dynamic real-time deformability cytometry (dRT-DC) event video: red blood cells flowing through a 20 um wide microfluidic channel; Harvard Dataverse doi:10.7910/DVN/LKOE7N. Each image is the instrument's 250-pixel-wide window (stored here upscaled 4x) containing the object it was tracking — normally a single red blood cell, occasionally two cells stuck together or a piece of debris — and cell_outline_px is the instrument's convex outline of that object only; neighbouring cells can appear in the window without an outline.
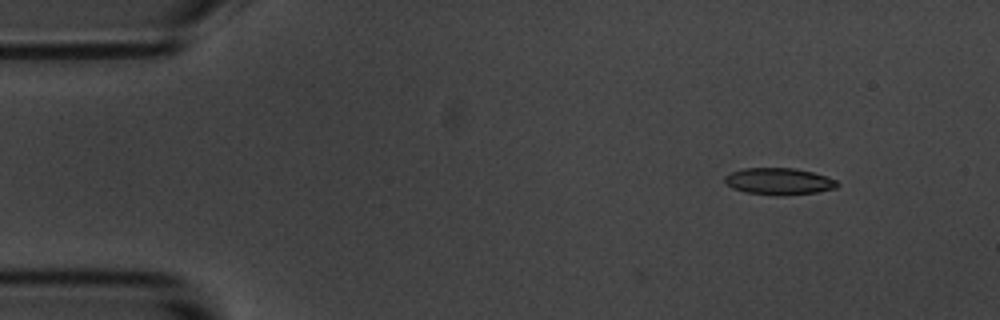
{"species": "common noctule bat (a hibernating species)", "species_latin": "Nyctalus noctula", "temperature_condition": "room temperature", "stored_images_in_passage": 3, "camera_frame_rate_fps": 3000, "um_per_image_px": 0.085, "animal": {"sex": "male", "body_mass_g": 20.1, "forearm_length_mm": 53.5}, "frame": {"image": 1, "passage_image": 1, "time_ms": 0.0, "image_size_px": [1000, 320], "cell_outline_px": [[840, 184], [836, 188], [816, 192], [780, 196], [776, 196], [744, 192], [732, 188], [724, 180], [724, 176], [732, 172], [744, 168], [792, 168], [812, 172], [836, 180]], "centroid_in_image_um": [66.19, 15.42], "position_along_channel_um": 18.8, "area_um2": 17.51}}